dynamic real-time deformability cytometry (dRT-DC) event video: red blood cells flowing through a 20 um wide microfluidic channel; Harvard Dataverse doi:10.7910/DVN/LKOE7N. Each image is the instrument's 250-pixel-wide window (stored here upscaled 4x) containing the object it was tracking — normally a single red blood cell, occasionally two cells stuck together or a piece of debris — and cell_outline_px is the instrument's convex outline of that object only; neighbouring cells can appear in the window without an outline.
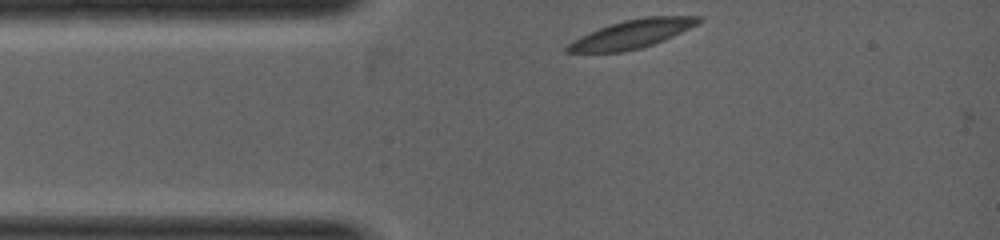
{"species": "common noctule bat (a hibernating species)", "species_latin": "Nyctalus noctula", "temperature_condition": "warm", "stored_images_in_passage": 2, "camera_frame_rate_fps": 5000, "um_per_image_px": 0.085, "animal": {"sex": "female", "body_mass_g": 19.0, "forearm_length_mm": 53.3}, "frame": {"image": 1, "passage_image": 1, "time_ms": 0.0, "image_size_px": [1000, 240], "cell_outline_px": [[704, 20], [664, 40], [640, 48], [620, 52], [564, 52], [564, 48], [572, 40], [580, 36], [600, 28], [624, 20], [644, 16], [700, 16]], "centroid_in_image_um": [53.69, 2.89], "position_along_channel_um": 31.3, "area_um2": 21.44}}